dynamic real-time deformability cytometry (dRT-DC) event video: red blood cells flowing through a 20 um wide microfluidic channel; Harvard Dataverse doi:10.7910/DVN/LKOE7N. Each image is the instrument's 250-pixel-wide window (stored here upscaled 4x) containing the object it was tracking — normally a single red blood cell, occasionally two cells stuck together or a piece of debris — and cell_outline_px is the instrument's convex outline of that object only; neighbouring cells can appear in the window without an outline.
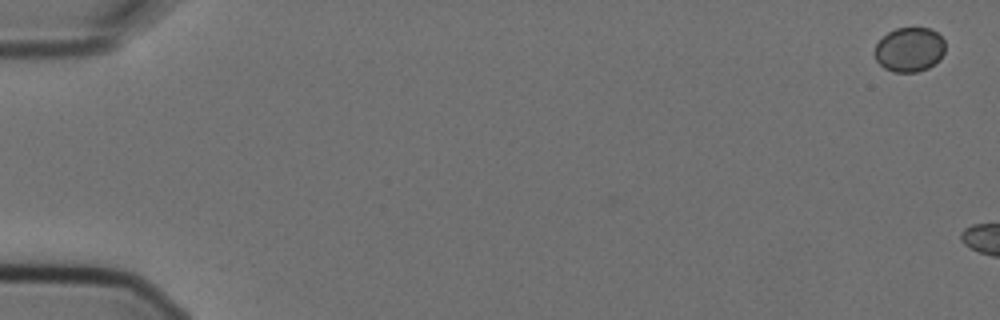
{"species": "Egyptian fruit bat (a non-hibernating species)", "species_latin": "Rousettus aegyptiacus", "temperature_condition": "cold", "stored_images_in_passage": 4, "camera_frame_rate_fps": 3000, "um_per_image_px": 0.085, "animal": {"sex": "female"}, "frame": {"image": 1, "passage_image": 1, "time_ms": 0.0, "image_size_px": [1000, 320], "cell_outline_px": [[944, 52], [940, 60], [928, 68], [916, 72], [892, 72], [884, 68], [876, 60], [876, 44], [888, 32], [896, 28], [932, 28], [944, 40]], "centroid_in_image_um": [77.32, 4.22], "position_along_channel_um": 7.7, "area_um2": 18.21}}